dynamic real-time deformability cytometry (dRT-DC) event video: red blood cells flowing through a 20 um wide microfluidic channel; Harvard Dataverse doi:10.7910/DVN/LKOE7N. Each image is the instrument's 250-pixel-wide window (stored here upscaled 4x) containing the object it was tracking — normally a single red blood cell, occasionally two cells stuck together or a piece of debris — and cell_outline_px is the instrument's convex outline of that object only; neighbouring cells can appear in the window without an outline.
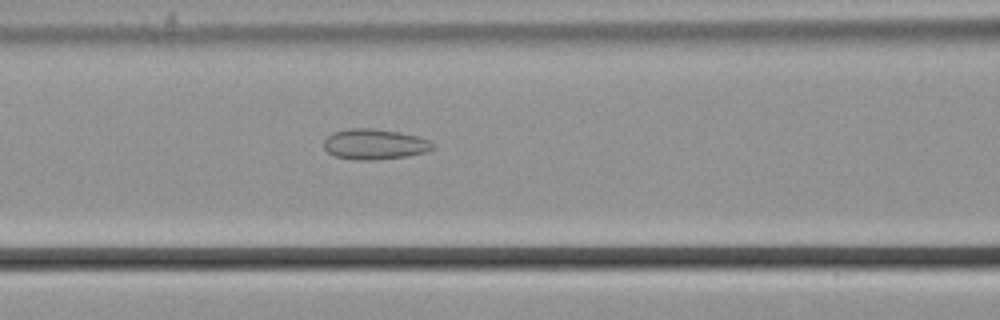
{"species": "common noctule bat (a hibernating species)", "species_latin": "Nyctalus noctula", "temperature_condition": "cold", "stored_images_in_passage": 56, "camera_frame_rate_fps": 3000, "um_per_image_px": 0.085, "animal": {"sex": "male", "body_mass_g": 21.5, "forearm_length_mm": 52.0}, "frame": {"image": 1, "passage_image": 24, "time_ms": 7.667, "image_size_px": [1000, 320], "cell_outline_px": [[432, 148], [424, 152], [408, 156], [376, 160], [356, 160], [336, 156], [328, 152], [324, 148], [324, 140], [332, 132], [348, 128], [372, 128], [400, 132], [416, 136], [428, 140], [432, 144]], "centroid_in_image_um": [31.79, 12.25], "position_along_channel_um": 134.8, "area_um2": 19.25}}
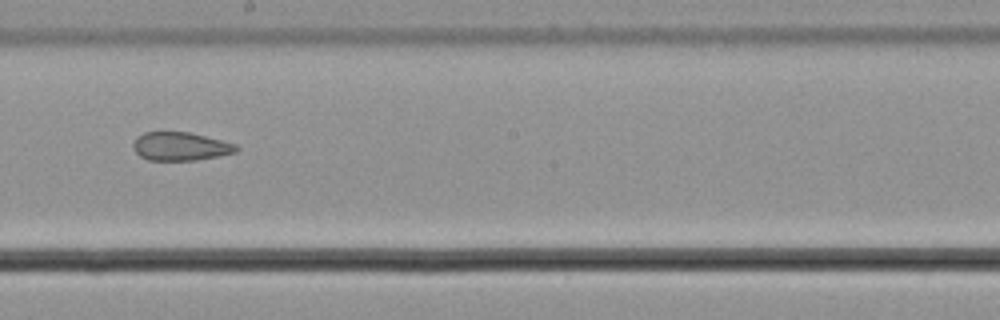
{"frame": {"image": 2, "passage_image": 32, "time_ms": 10.333, "image_size_px": [1000, 320], "cell_outline_px": [[240, 148], [236, 152], [196, 160], [148, 160], [140, 156], [132, 148], [132, 144], [136, 136], [144, 132], [188, 132], [236, 144]], "centroid_in_image_um": [15.29, 12.44], "position_along_channel_um": 232.9, "area_um2": 16.99}}
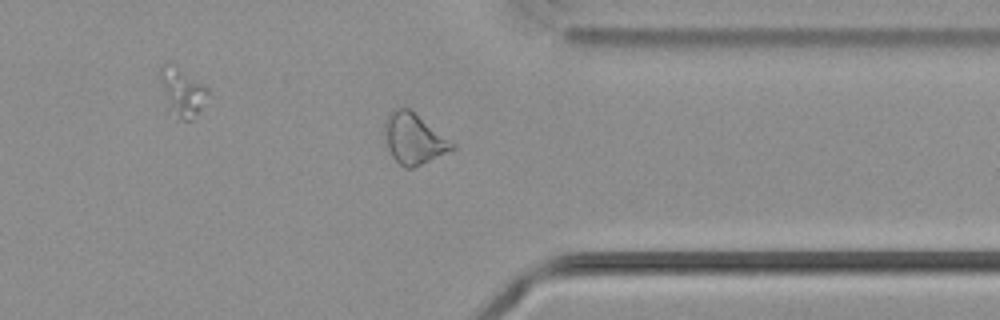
{"frame": {"image": 3, "passage_image": 44, "time_ms": 14.333, "image_size_px": [1000, 320], "cell_outline_px": [[456, 148], [412, 168], [404, 168], [392, 156], [388, 148], [384, 132], [384, 124], [392, 108], [408, 108], [456, 144]], "centroid_in_image_um": [35.16, 11.79], "position_along_channel_um": 376.2, "area_um2": 19.54}, "authors_computed_cell_mechanics": {"area_um2": 21.6461, "velocity_mm_per_s": 3.6823, "shape_relaxation_time_tau1_ms": null, "shape_relaxation_time_tau2_ms": 3.185, "deformation_change_tau1": null, "deformation_change_tau2": 0.1176}}